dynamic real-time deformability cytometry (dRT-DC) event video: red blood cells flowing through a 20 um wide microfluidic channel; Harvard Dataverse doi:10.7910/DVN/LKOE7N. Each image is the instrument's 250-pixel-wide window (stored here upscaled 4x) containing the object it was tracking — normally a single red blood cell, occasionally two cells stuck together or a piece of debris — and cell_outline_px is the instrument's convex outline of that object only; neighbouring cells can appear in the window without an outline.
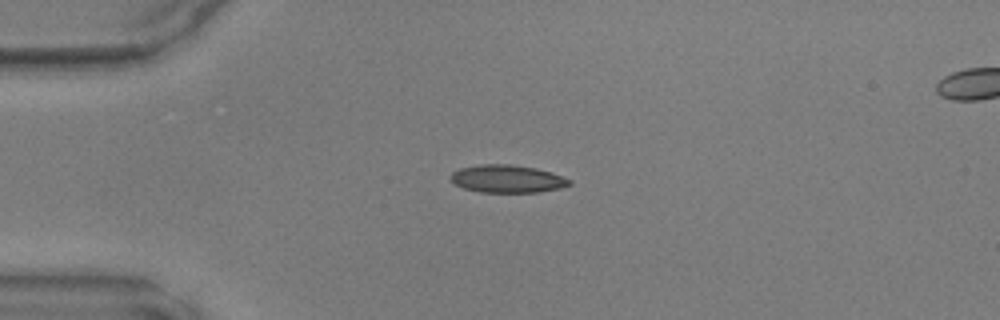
{"species": "common noctule bat (a hibernating species)", "species_latin": "Nyctalus noctula", "temperature_condition": "warm", "stored_images_in_passage": 37, "camera_frame_rate_fps": 3000, "um_per_image_px": 0.085, "animal": {"sex": "male", "body_mass_g": 17.9, "forearm_length_mm": 54.2}, "frame": {"image": 1, "passage_image": 1, "time_ms": 0.0, "image_size_px": [1000, 320], "cell_outline_px": [[572, 184], [560, 188], [540, 192], [480, 192], [464, 188], [456, 184], [448, 176], [452, 172], [460, 168], [480, 164], [512, 164], [536, 168], [552, 172], [572, 180]], "centroid_in_image_um": [43.14, 15.19], "position_along_channel_um": 41.9, "area_um2": 19.31}}
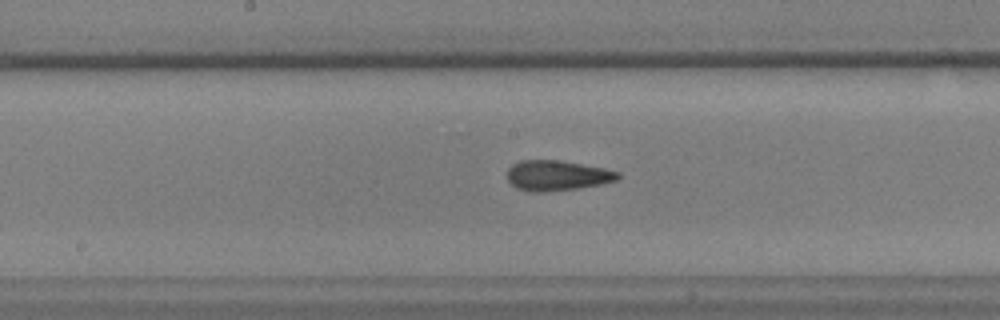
{"frame": {"image": 2, "passage_image": 14, "time_ms": 4.333, "image_size_px": [1000, 320], "cell_outline_px": [[620, 176], [616, 180], [600, 184], [580, 188], [544, 192], [532, 192], [516, 188], [504, 176], [508, 168], [512, 164], [520, 160], [556, 160], [604, 168], [620, 172]], "centroid_in_image_um": [47.29, 14.92], "position_along_channel_um": 200.9, "area_um2": 19.59}}
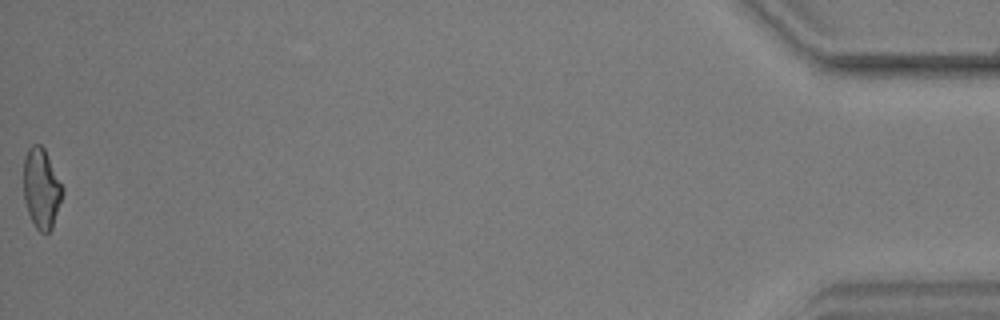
{"frame": {"image": 3, "passage_image": 37, "time_ms": 12.0, "image_size_px": [1000, 320], "cell_outline_px": [[64, 192], [52, 228], [44, 236], [36, 228], [28, 212], [24, 200], [24, 156], [28, 148], [32, 144], [40, 144], [44, 148], [64, 188]], "centroid_in_image_um": [3.52, 16.02], "position_along_channel_um": 431.7, "area_um2": 18.26}}